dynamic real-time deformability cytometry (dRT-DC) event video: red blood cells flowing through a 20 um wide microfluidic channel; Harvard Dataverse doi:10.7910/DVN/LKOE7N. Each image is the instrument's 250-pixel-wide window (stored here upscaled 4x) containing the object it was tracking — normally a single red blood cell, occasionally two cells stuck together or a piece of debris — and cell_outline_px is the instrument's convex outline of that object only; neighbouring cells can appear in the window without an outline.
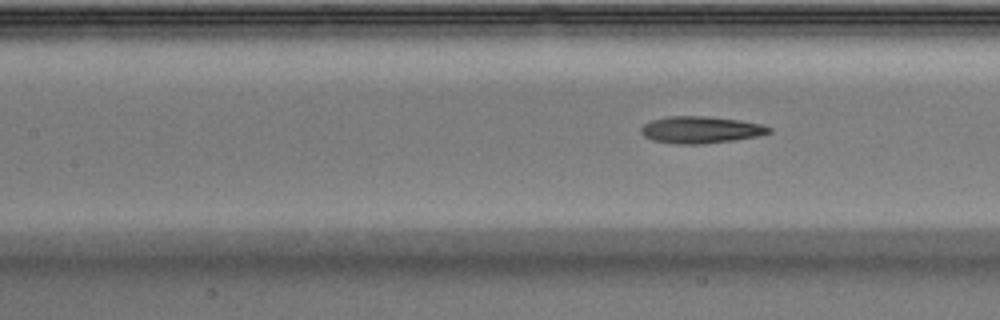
{"species": "Egyptian fruit bat (a non-hibernating species)", "species_latin": "Rousettus aegyptiacus", "temperature_condition": "warm", "stored_images_in_passage": 7, "segment_of_instrument_passage": [2, 2], "camera_frame_rate_fps": 3000, "um_per_image_px": 0.085, "animal": {"sex": "male"}, "frame": {"image": 1, "passage_image": 7, "time_ms": 2.0, "image_size_px": [1000, 320], "cell_outline_px": [[772, 132], [756, 136], [736, 140], [704, 144], [676, 144], [652, 140], [644, 136], [640, 132], [640, 128], [644, 124], [652, 120], [668, 116], [708, 116], [740, 120], [760, 124], [772, 128]], "centroid_in_image_um": [59.55, 11.03], "position_along_channel_um": 147.9, "area_um2": 20.17}}